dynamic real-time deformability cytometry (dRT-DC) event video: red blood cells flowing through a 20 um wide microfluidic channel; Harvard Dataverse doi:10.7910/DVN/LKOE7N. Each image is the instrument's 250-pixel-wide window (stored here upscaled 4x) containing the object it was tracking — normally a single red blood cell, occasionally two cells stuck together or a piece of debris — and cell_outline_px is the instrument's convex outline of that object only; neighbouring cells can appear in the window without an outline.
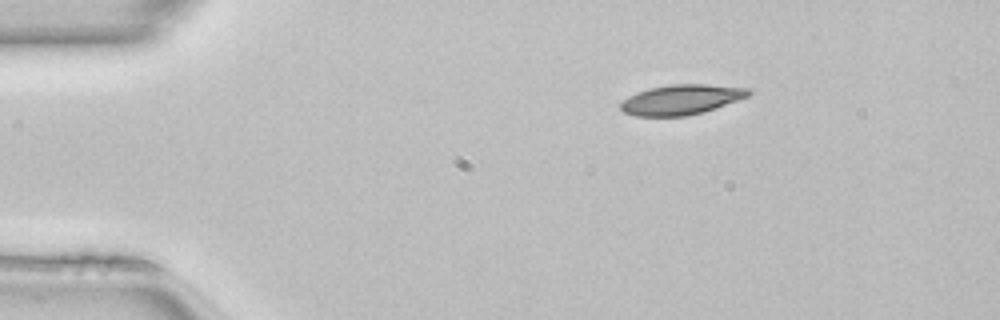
{"species": "common noctule bat (a hibernating species)", "species_latin": "Nyctalus noctula", "temperature_condition": "room temperature", "stored_images_in_passage": 42, "camera_frame_rate_fps": 3000, "um_per_image_px": 0.085, "animal": {"sex": "female", "body_mass_g": 22.7, "forearm_length_mm": 54.2}, "frame": {"image": 1, "passage_image": 1, "time_ms": 0.0, "image_size_px": [1000, 320], "cell_outline_px": [[752, 92], [748, 96], [716, 108], [704, 112], [688, 116], [636, 116], [624, 112], [620, 108], [620, 104], [628, 96], [636, 92], [648, 88], [668, 84], [704, 84], [752, 88]], "centroid_in_image_um": [57.91, 8.46], "position_along_channel_um": 27.1, "area_um2": 22.54}}
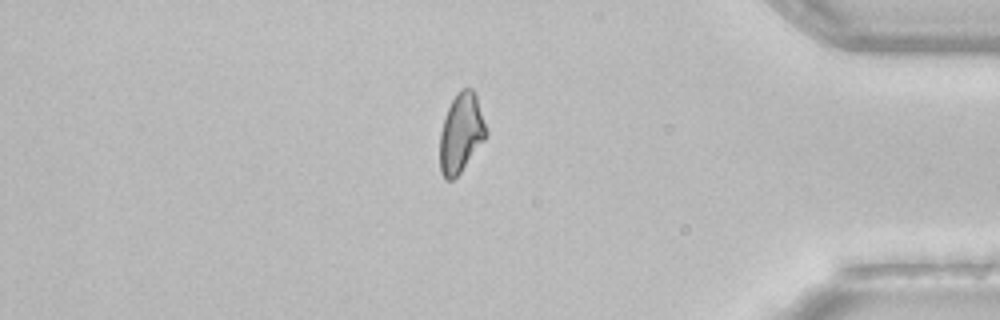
{"frame": {"image": 2, "passage_image": 35, "time_ms": 11.333, "image_size_px": [1000, 320], "cell_outline_px": [[488, 136], [460, 172], [452, 180], [444, 180], [440, 172], [440, 132], [448, 108], [452, 100], [460, 88], [472, 88], [476, 92], [488, 132]], "centroid_in_image_um": [39.21, 11.3], "position_along_channel_um": 396.0, "area_um2": 21.5}, "authors_computed_cell_mechanics": {"area_um2": 22.3397, "velocity_mm_per_s": 4.1083, "shape_relaxation_time_tau1_ms": 6.4062, "shape_relaxation_time_tau2_ms": 9.3058, "deformation_change_tau1": 0.1672, "deformation_change_tau2": 0.1731}}